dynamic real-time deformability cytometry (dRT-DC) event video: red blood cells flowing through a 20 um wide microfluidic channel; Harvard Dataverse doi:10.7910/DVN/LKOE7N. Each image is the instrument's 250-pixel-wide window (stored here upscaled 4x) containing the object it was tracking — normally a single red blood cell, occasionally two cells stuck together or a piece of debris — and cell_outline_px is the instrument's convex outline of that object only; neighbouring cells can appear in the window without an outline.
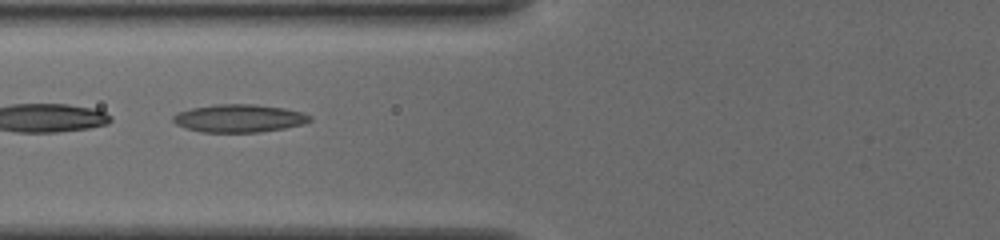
{"species": "common noctule bat (a hibernating species)", "species_latin": "Nyctalus noctula", "temperature_condition": "cold", "stored_images_in_passage": 44, "camera_frame_rate_fps": 3000, "um_per_image_px": 0.085, "animal": {"sex": "female", "body_mass_g": 19.5, "forearm_length_mm": 54.1}, "frame": {"image": 1, "passage_image": 13, "time_ms": 4.0, "image_size_px": [1000, 240], "cell_outline_px": [[312, 120], [304, 124], [284, 128], [260, 132], [204, 132], [184, 128], [176, 124], [172, 120], [172, 116], [176, 112], [192, 108], [212, 104], [256, 104], [284, 108], [300, 112], [312, 116]], "centroid_in_image_um": [20.3, 10.05], "position_along_channel_um": 105.5, "area_um2": 22.37}}
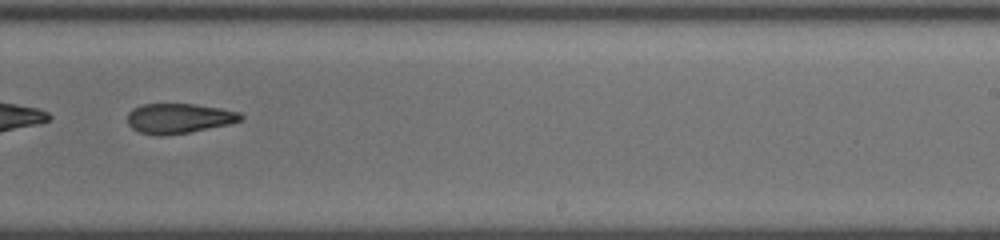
{"frame": {"image": 2, "passage_image": 26, "time_ms": 8.333, "image_size_px": [1000, 240], "cell_outline_px": [[244, 120], [228, 124], [188, 132], [160, 136], [156, 136], [140, 132], [132, 128], [128, 124], [128, 112], [132, 108], [144, 104], [196, 104], [220, 108], [240, 112], [244, 116]], "centroid_in_image_um": [15.21, 10.05], "position_along_channel_um": 273.8, "area_um2": 19.77}}
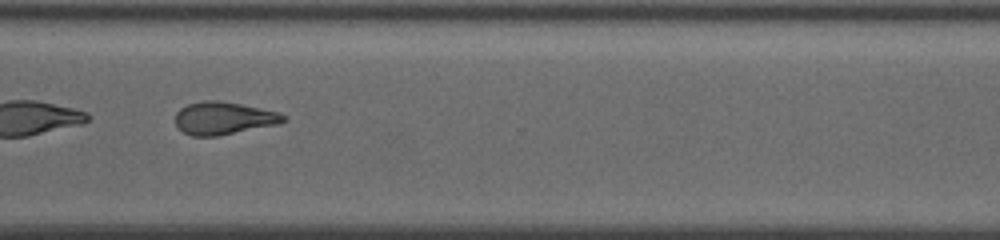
{"frame": {"image": 3, "passage_image": 32, "time_ms": 10.333, "image_size_px": [1000, 240], "cell_outline_px": [[288, 120], [276, 124], [216, 136], [192, 136], [184, 132], [176, 124], [176, 112], [180, 108], [188, 104], [204, 100], [220, 100], [280, 112], [288, 116]], "centroid_in_image_um": [19.02, 10.03], "position_along_channel_um": 351.6, "area_um2": 20.46}}